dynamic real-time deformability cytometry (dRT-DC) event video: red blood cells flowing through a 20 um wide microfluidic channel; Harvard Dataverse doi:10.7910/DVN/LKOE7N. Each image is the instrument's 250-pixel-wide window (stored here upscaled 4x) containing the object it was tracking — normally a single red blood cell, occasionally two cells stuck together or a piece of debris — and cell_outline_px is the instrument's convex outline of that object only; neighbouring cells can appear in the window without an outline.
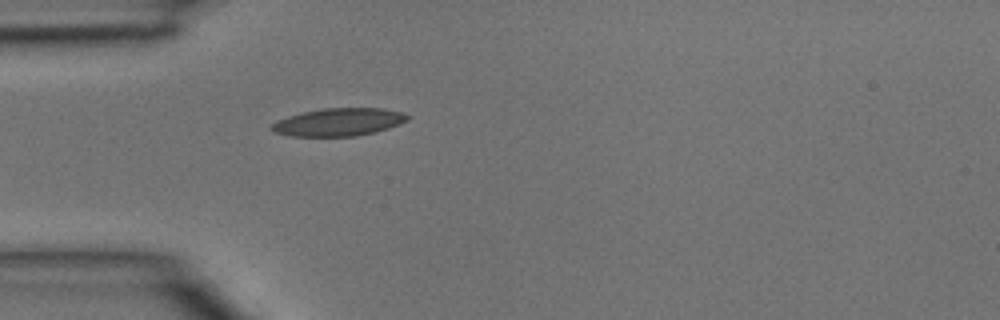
{"species": "common noctule bat (a hibernating species)", "species_latin": "Nyctalus noctula", "temperature_condition": "room temperature", "stored_images_in_passage": 4, "camera_frame_rate_fps": 3000, "um_per_image_px": 0.085, "animal": {"sex": "male", "body_mass_g": 15.6}, "frame": {"image": 1, "passage_image": 4, "time_ms": 1.0, "image_size_px": [1000, 320], "cell_outline_px": [[408, 120], [400, 124], [388, 128], [356, 136], [292, 136], [276, 132], [268, 128], [272, 124], [288, 116], [304, 112], [324, 108], [384, 108], [400, 112], [408, 116]], "centroid_in_image_um": [28.79, 10.37], "position_along_channel_um": 56.2, "area_um2": 21.68}}